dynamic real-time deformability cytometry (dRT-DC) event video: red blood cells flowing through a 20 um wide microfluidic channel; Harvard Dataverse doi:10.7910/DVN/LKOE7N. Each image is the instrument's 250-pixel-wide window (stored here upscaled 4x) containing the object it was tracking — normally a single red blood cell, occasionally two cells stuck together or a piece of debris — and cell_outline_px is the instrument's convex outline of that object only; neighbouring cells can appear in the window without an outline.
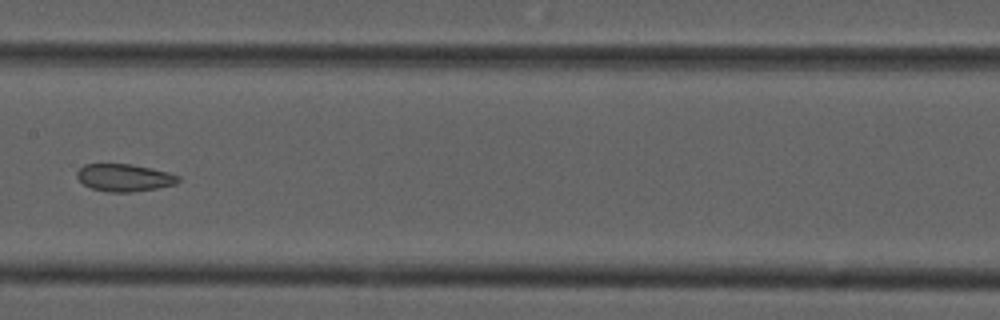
{"species": "common noctule bat (a hibernating species)", "species_latin": "Nyctalus noctula", "temperature_condition": "cold", "stored_images_in_passage": 9, "camera_frame_rate_fps": 3000, "um_per_image_px": 0.085, "animal": {"sex": "male", "forearm_length_mm": 52.5}, "frame": {"image": 1, "passage_image": 6, "time_ms": 1.667, "image_size_px": [1000, 320], "cell_outline_px": [[180, 180], [176, 184], [156, 188], [132, 192], [108, 192], [92, 188], [84, 184], [76, 176], [76, 172], [84, 164], [132, 164], [168, 172], [180, 176]], "centroid_in_image_um": [10.57, 15.1], "position_along_channel_um": 196.8, "area_um2": 16.13}}
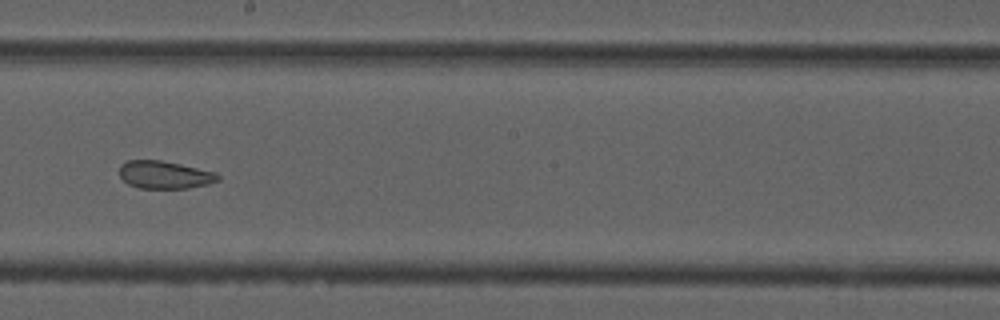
{"frame": {"image": 2, "passage_image": 7, "time_ms": 2.0, "image_size_px": [1000, 320], "cell_outline_px": [[220, 180], [208, 184], [188, 188], [140, 188], [128, 184], [120, 176], [120, 164], [128, 160], [160, 160], [180, 164], [216, 172], [220, 176]], "centroid_in_image_um": [14.0, 14.85], "position_along_channel_um": 234.2, "area_um2": 15.9}}
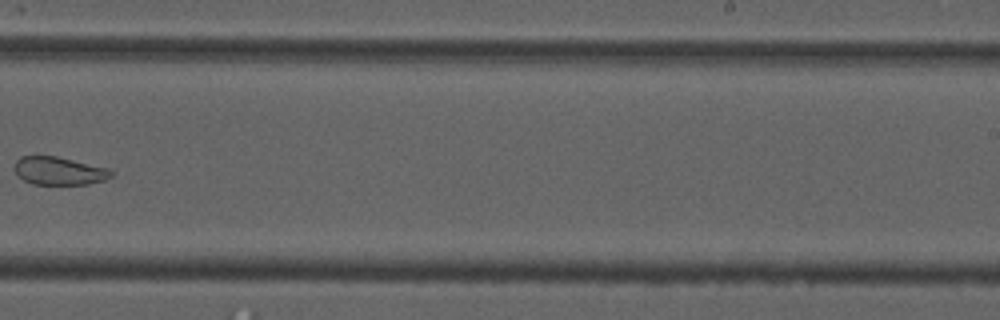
{"frame": {"image": 3, "passage_image": 8, "time_ms": 2.333, "image_size_px": [1000, 320], "cell_outline_px": [[112, 176], [104, 180], [88, 184], [32, 184], [24, 180], [16, 172], [16, 160], [20, 156], [56, 156], [108, 168], [112, 172]], "centroid_in_image_um": [5.03, 14.52], "position_along_channel_um": 284.0, "area_um2": 15.55}}